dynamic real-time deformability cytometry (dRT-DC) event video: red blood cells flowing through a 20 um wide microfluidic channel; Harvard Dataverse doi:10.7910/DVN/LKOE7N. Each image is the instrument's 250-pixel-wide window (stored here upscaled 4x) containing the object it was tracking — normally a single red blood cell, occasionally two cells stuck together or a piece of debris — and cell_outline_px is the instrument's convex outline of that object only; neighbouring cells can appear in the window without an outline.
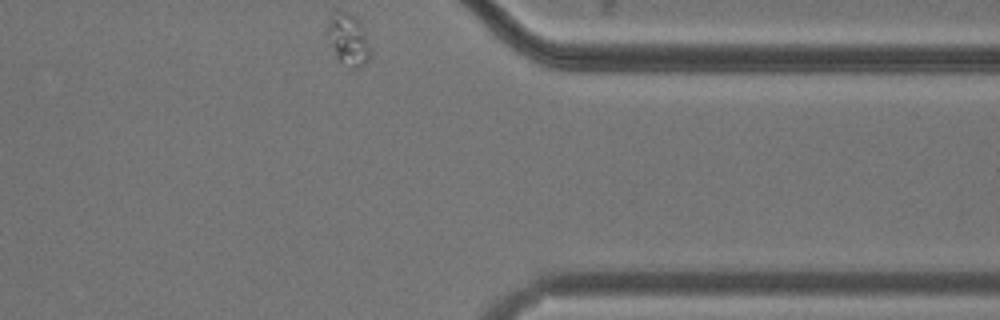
{"species": "common noctule bat (a hibernating species)", "species_latin": "Nyctalus noctula", "temperature_condition": "cold", "stored_images_in_passage": 34, "camera_frame_rate_fps": 3000, "um_per_image_px": 0.085, "animal": {"sex": "male", "body_mass_g": 20.5, "forearm_length_mm": 52.5}, "frame": {"image": 1, "passage_image": 34, "time_ms": 11.0, "image_size_px": [1000, 320], "cell_outline_px": [[368, 60], [364, 64], [356, 68], [348, 68], [336, 56], [324, 36], [324, 28], [332, 12], [348, 12], [360, 24], [368, 44]], "centroid_in_image_um": [29.48, 3.35], "position_along_channel_um": 381.9, "area_um2": 12.83}}